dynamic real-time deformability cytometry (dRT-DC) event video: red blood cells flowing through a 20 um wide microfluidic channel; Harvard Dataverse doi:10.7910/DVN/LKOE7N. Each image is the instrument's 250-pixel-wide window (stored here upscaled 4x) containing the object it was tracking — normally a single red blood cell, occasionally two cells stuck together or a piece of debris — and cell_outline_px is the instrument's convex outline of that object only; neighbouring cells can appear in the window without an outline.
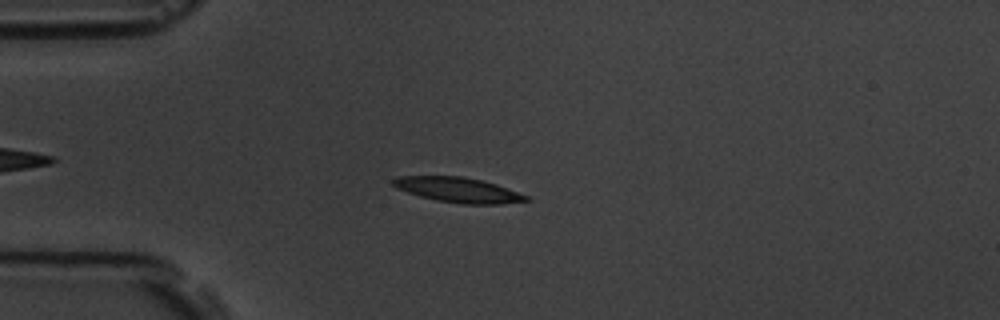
{"species": "common noctule bat (a hibernating species)", "species_latin": "Nyctalus noctula", "temperature_condition": "room temperature", "stored_images_in_passage": 7, "camera_frame_rate_fps": 3000, "um_per_image_px": 0.085, "animal": {"sex": "male", "body_mass_g": 19.5, "forearm_length_mm": 54.6}, "frame": {"image": 1, "passage_image": 4, "time_ms": 3.333, "image_size_px": [1000, 320], "cell_outline_px": [[532, 200], [500, 204], [464, 204], [436, 200], [420, 196], [396, 188], [392, 184], [392, 180], [396, 176], [464, 176], [496, 184], [528, 196]], "centroid_in_image_um": [38.94, 16.14], "position_along_channel_um": 46.1, "area_um2": 19.31}}
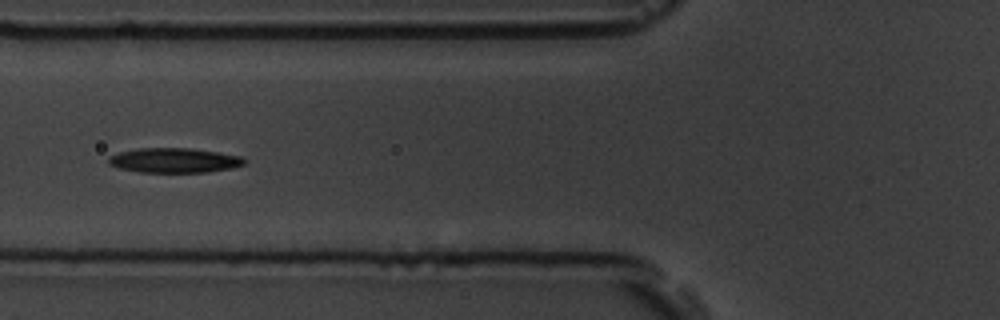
{"frame": {"image": 2, "passage_image": 6, "time_ms": 5.667, "image_size_px": [1000, 320], "cell_outline_px": [[248, 160], [244, 164], [232, 168], [208, 172], [140, 172], [120, 168], [108, 164], [108, 156], [120, 152], [140, 148], [192, 148], [244, 156]], "centroid_in_image_um": [14.86, 13.62], "position_along_channel_um": 110.9, "area_um2": 19.71}}
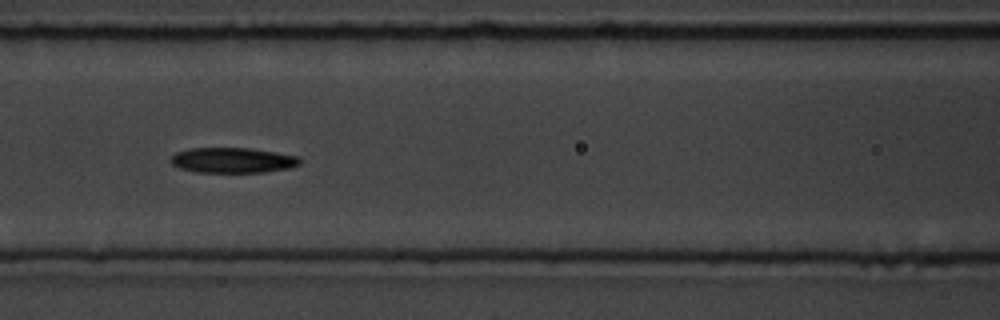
{"frame": {"image": 3, "passage_image": 7, "time_ms": 6.667, "image_size_px": [1000, 320], "cell_outline_px": [[300, 164], [288, 168], [264, 172], [196, 172], [180, 168], [172, 164], [168, 160], [176, 152], [188, 148], [252, 148], [300, 156]], "centroid_in_image_um": [19.76, 13.61], "position_along_channel_um": 146.8, "area_um2": 19.13}}